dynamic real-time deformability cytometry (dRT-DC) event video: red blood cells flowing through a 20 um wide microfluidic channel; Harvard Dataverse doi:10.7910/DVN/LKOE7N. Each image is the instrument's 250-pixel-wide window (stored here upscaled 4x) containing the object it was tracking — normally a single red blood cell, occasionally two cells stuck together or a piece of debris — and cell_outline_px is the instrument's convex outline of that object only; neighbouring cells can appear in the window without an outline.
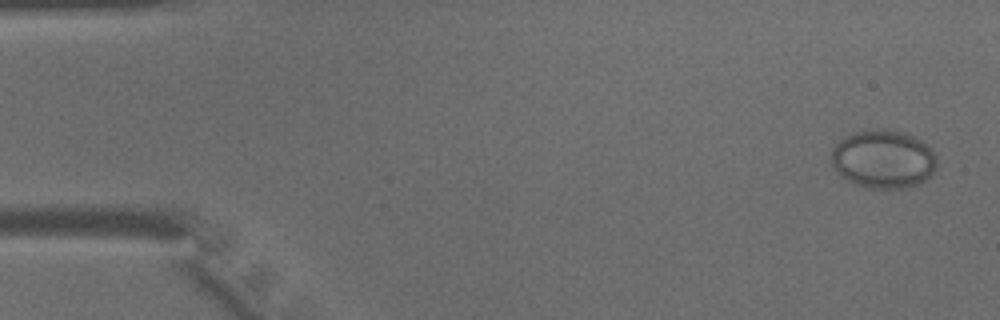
{"species": "common noctule bat (a hibernating species)", "species_latin": "Nyctalus noctula", "temperature_condition": "warm", "stored_images_in_passage": 45, "camera_frame_rate_fps": 3000, "um_per_image_px": 0.085, "animal": {"sex": "male", "body_mass_g": 15.6}, "frame": {"image": 1, "passage_image": 2, "time_ms": 0.333, "image_size_px": [1000, 320], "cell_outline_px": [[936, 164], [932, 172], [924, 180], [916, 184], [904, 188], [864, 188], [840, 176], [832, 168], [832, 148], [840, 140], [856, 132], [884, 128], [888, 128], [904, 132], [920, 140], [936, 156]], "centroid_in_image_um": [75.04, 13.53], "position_along_channel_um": 10.0, "area_um2": 35.6}}
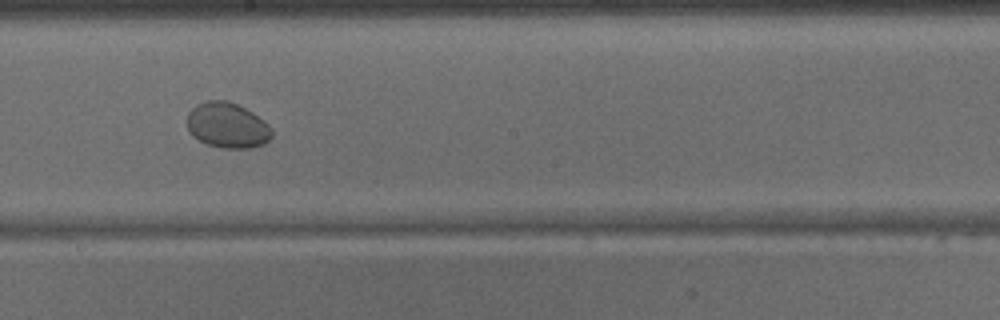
{"frame": {"image": 2, "passage_image": 25, "time_ms": 8.0, "image_size_px": [1000, 320], "cell_outline_px": [[272, 136], [264, 144], [252, 148], [220, 148], [208, 144], [192, 136], [188, 128], [188, 112], [196, 104], [208, 100], [224, 100], [236, 104], [252, 112], [264, 120], [272, 128]], "centroid_in_image_um": [19.34, 10.66], "position_along_channel_um": 228.9, "area_um2": 22.43}}
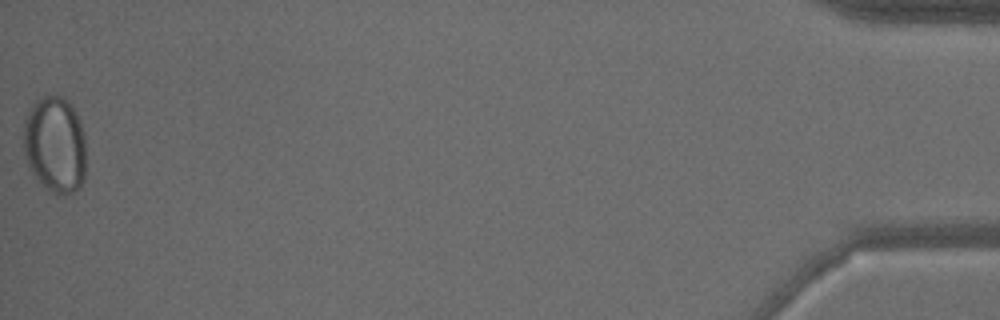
{"frame": {"image": 3, "passage_image": 45, "time_ms": 14.667, "image_size_px": [1000, 320], "cell_outline_px": [[84, 176], [80, 184], [72, 192], [56, 196], [44, 188], [36, 180], [28, 168], [24, 152], [24, 120], [28, 112], [36, 100], [44, 96], [60, 96], [68, 100], [72, 104], [80, 120], [84, 136]], "centroid_in_image_um": [4.65, 12.31], "position_along_channel_um": 430.6, "area_um2": 35.43}}